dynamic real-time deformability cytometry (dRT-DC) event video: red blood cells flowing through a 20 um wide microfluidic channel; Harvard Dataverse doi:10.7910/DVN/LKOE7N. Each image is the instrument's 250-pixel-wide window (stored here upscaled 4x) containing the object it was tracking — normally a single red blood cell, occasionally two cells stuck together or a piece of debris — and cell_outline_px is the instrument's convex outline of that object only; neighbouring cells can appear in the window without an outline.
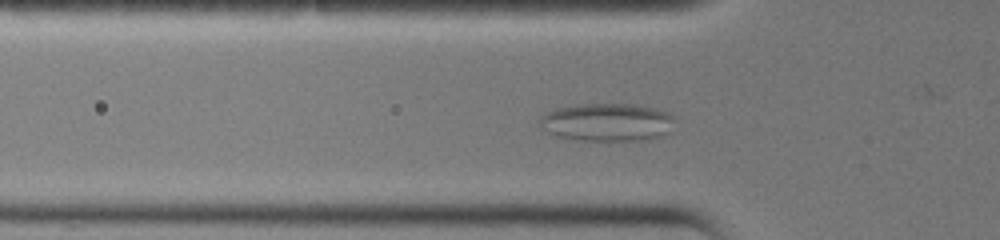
{"species": "common noctule bat (a hibernating species)", "species_latin": "Nyctalus noctula", "temperature_condition": "warm", "stored_images_in_passage": 31, "camera_frame_rate_fps": 3000, "um_per_image_px": 0.085, "animal": {"sex": "female", "body_mass_g": 19.0, "forearm_length_mm": 51.5}, "frame": {"image": 1, "passage_image": 5, "time_ms": 1.333, "image_size_px": [1000, 240], "cell_outline_px": [[676, 120], [668, 132], [664, 136], [648, 140], [580, 140], [556, 136], [540, 128], [536, 120], [544, 112], [556, 108], [580, 104], [636, 104], [656, 108], [668, 112]], "centroid_in_image_um": [51.58, 10.38], "position_along_channel_um": 74.2, "area_um2": 30.4}}
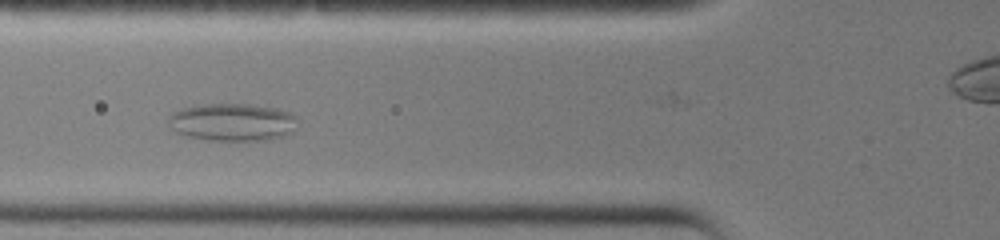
{"frame": {"image": 2, "passage_image": 7, "time_ms": 2.0, "image_size_px": [1000, 240], "cell_outline_px": [[296, 120], [292, 132], [284, 136], [268, 140], [204, 140], [188, 136], [176, 132], [172, 128], [168, 120], [168, 116], [172, 112], [180, 108], [200, 104], [252, 104], [276, 108], [288, 112], [296, 116]], "centroid_in_image_um": [19.73, 10.37], "position_along_channel_um": 106.1, "area_um2": 28.44}}
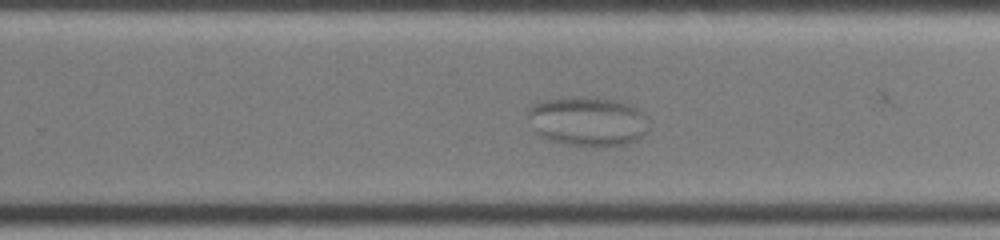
{"frame": {"image": 3, "passage_image": 18, "time_ms": 5.667, "image_size_px": [1000, 240], "cell_outline_px": [[648, 128], [636, 140], [628, 144], [596, 148], [564, 144], [548, 140], [536, 132], [528, 116], [528, 108], [532, 104], [540, 100], [584, 96], [616, 100], [628, 104], [636, 108], [648, 116]], "centroid_in_image_um": [49.95, 10.32], "position_along_channel_um": 279.8, "area_um2": 35.26}}